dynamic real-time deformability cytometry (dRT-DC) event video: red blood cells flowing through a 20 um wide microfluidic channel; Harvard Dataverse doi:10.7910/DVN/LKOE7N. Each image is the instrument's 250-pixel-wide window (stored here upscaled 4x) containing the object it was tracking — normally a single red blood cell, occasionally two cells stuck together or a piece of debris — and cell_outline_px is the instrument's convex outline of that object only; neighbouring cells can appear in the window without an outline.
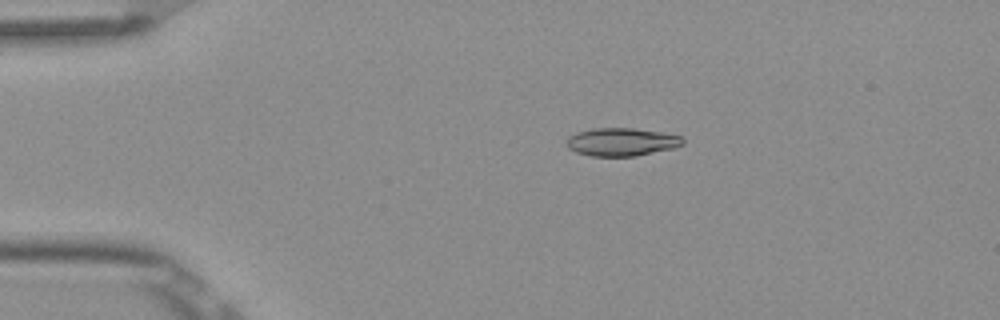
{"species": "Egyptian fruit bat (a non-hibernating species)", "species_latin": "Rousettus aegyptiacus", "temperature_condition": "room temperature", "stored_images_in_passage": 7, "camera_frame_rate_fps": 3000, "um_per_image_px": 0.085, "frame": {"image": 1, "passage_image": 4, "time_ms": 1.0, "image_size_px": [1000, 320], "cell_outline_px": [[684, 144], [672, 148], [636, 156], [592, 156], [576, 152], [568, 148], [568, 136], [576, 132], [592, 128], [632, 128], [660, 132], [684, 136]], "centroid_in_image_um": [52.84, 12.06], "position_along_channel_um": 32.2, "area_um2": 18.96}}
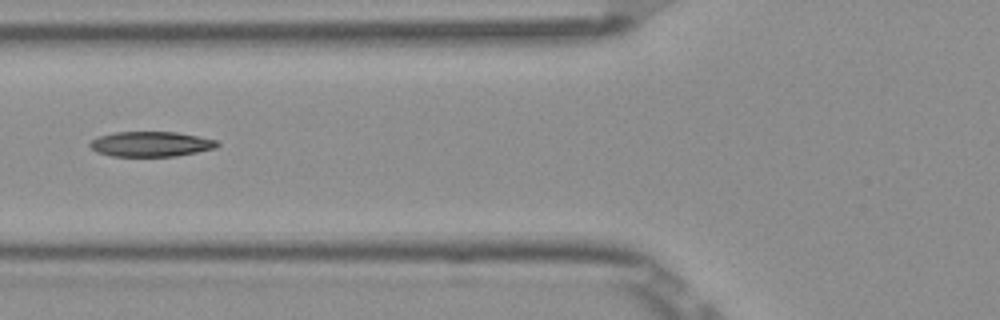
{"frame": {"image": 2, "passage_image": 6, "time_ms": 1.667, "image_size_px": [1000, 320], "cell_outline_px": [[220, 144], [216, 148], [176, 156], [112, 156], [96, 152], [88, 144], [92, 140], [100, 136], [112, 132], [176, 132], [216, 140]], "centroid_in_image_um": [12.81, 12.24], "position_along_channel_um": 113.0, "area_um2": 18.5}}
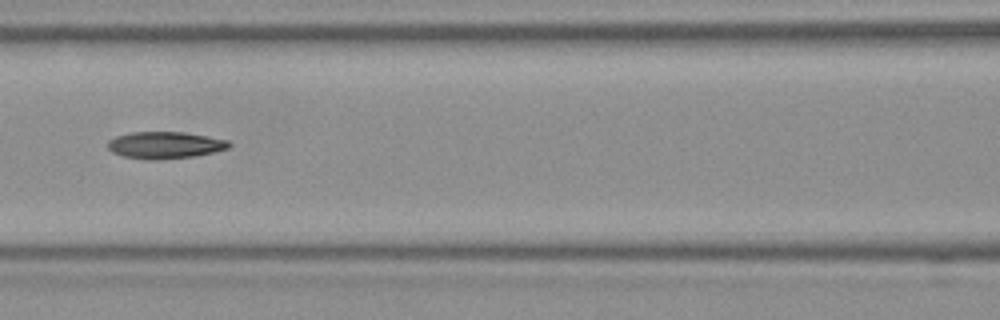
{"frame": {"image": 3, "passage_image": 7, "time_ms": 2.0, "image_size_px": [1000, 320], "cell_outline_px": [[232, 144], [228, 148], [196, 156], [160, 160], [148, 160], [124, 156], [112, 152], [108, 148], [108, 140], [116, 136], [128, 132], [184, 132], [228, 140]], "centroid_in_image_um": [14.01, 12.33], "position_along_channel_um": 152.6, "area_um2": 19.07}}